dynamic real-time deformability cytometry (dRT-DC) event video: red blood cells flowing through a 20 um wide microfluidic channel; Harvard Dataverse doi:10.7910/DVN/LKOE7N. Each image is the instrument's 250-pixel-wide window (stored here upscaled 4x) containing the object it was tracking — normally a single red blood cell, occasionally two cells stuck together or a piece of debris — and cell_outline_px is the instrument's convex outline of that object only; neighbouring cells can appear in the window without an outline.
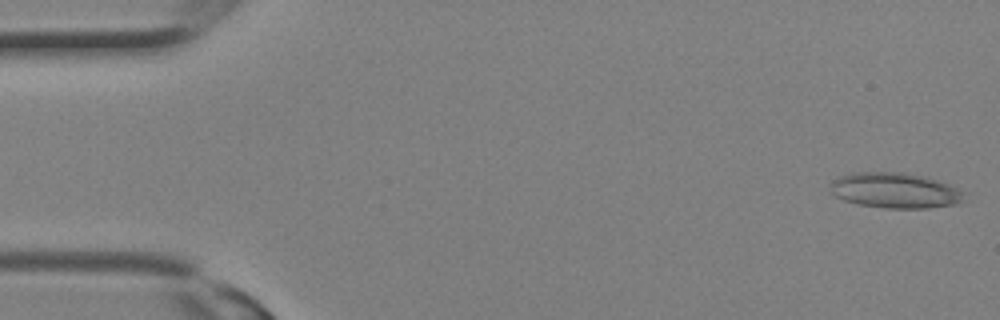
{"species": "Egyptian fruit bat (a non-hibernating species)", "species_latin": "Rousettus aegyptiacus", "temperature_condition": "room temperature", "stored_images_in_passage": 10, "camera_frame_rate_fps": 3000, "um_per_image_px": 0.085, "animal": {"sex": "female"}, "frame": {"image": 1, "passage_image": 1, "time_ms": 0.0, "image_size_px": [1000, 320], "cell_outline_px": [[964, 200], [956, 204], [928, 208], [884, 208], [856, 204], [844, 200], [828, 192], [828, 184], [836, 176], [852, 172], [904, 172], [924, 176], [940, 180], [964, 192]], "centroid_in_image_um": [76.01, 16.17], "position_along_channel_um": 9.0, "area_um2": 28.21}}